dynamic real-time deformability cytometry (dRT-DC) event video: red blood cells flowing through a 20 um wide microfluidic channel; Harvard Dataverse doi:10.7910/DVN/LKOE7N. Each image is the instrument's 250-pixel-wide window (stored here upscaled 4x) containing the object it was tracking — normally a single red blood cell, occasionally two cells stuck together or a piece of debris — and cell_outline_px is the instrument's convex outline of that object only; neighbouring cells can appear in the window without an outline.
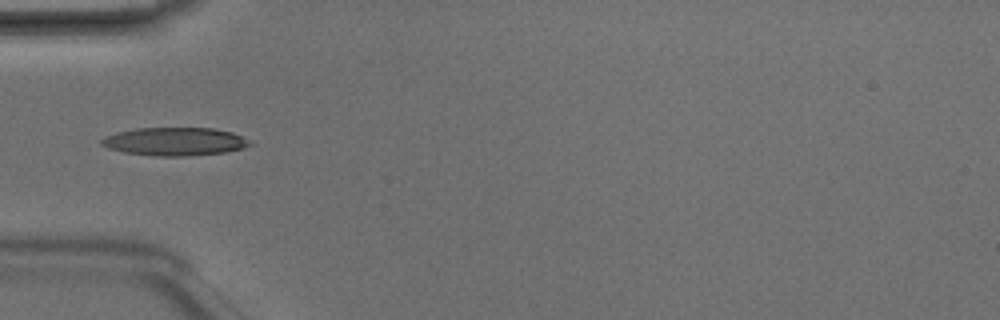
{"species": "Egyptian fruit bat (a non-hibernating species)", "species_latin": "Rousettus aegyptiacus", "temperature_condition": "room temperature", "stored_images_in_passage": 4, "camera_frame_rate_fps": 3000, "um_per_image_px": 0.085, "animal": {"sex": "male"}, "frame": {"image": 1, "passage_image": 4, "time_ms": 1.0, "image_size_px": [1000, 320], "cell_outline_px": [[256, 144], [244, 148], [224, 152], [184, 156], [156, 156], [124, 152], [108, 148], [100, 144], [100, 140], [116, 132], [136, 128], [212, 128], [232, 132], [252, 140]], "centroid_in_image_um": [14.91, 12.03], "position_along_channel_um": 70.1, "area_um2": 24.45}}